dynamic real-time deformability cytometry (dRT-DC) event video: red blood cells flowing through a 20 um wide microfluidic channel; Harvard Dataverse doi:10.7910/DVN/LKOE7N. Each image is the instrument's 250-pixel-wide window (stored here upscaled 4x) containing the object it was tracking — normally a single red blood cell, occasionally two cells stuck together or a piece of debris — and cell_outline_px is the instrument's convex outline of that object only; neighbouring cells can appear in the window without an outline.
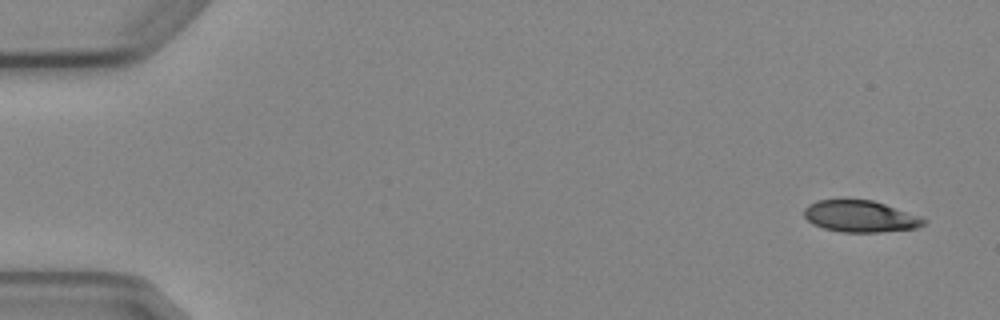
{"species": "Egyptian fruit bat (a non-hibernating species)", "species_latin": "Rousettus aegyptiacus", "temperature_condition": "cold", "stored_images_in_passage": 6, "camera_frame_rate_fps": 3000, "um_per_image_px": 0.085, "animal": {"sex": "female"}, "frame": {"image": 1, "passage_image": 1, "time_ms": 0.0, "image_size_px": [1000, 320], "cell_outline_px": [[928, 220], [924, 224], [916, 228], [880, 232], [840, 232], [824, 228], [812, 224], [804, 216], [804, 208], [808, 204], [816, 200], [872, 200], [920, 216]], "centroid_in_image_um": [73.1, 18.39], "position_along_channel_um": 11.9, "area_um2": 21.96}}
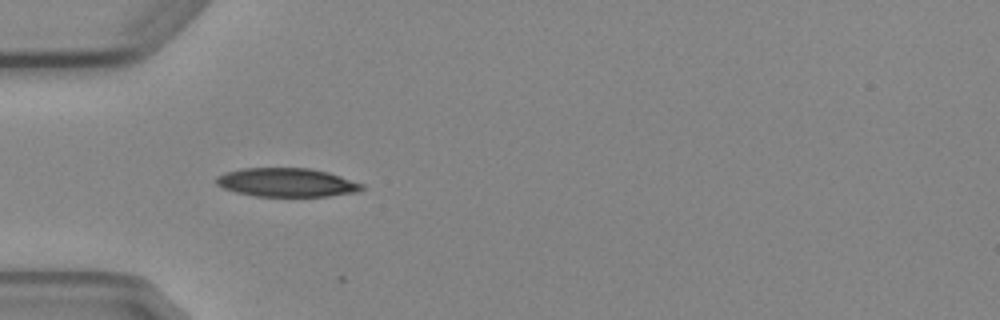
{"frame": {"image": 2, "passage_image": 5, "time_ms": 4.667, "image_size_px": [1000, 320], "cell_outline_px": [[364, 188], [356, 192], [328, 196], [256, 196], [236, 192], [224, 188], [216, 184], [216, 176], [224, 172], [244, 168], [308, 168], [328, 172], [364, 184]], "centroid_in_image_um": [24.36, 15.5], "position_along_channel_um": 60.6, "area_um2": 24.28}}
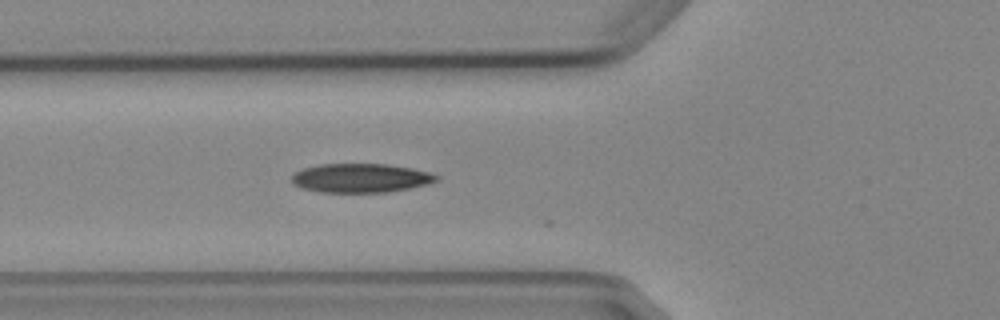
{"frame": {"image": 3, "passage_image": 6, "time_ms": 5.667, "image_size_px": [1000, 320], "cell_outline_px": [[440, 180], [428, 184], [388, 192], [320, 192], [300, 188], [292, 184], [292, 176], [296, 172], [304, 168], [320, 164], [388, 164], [412, 168], [428, 172], [440, 176]], "centroid_in_image_um": [30.67, 15.13], "position_along_channel_um": 95.1, "area_um2": 24.51}}